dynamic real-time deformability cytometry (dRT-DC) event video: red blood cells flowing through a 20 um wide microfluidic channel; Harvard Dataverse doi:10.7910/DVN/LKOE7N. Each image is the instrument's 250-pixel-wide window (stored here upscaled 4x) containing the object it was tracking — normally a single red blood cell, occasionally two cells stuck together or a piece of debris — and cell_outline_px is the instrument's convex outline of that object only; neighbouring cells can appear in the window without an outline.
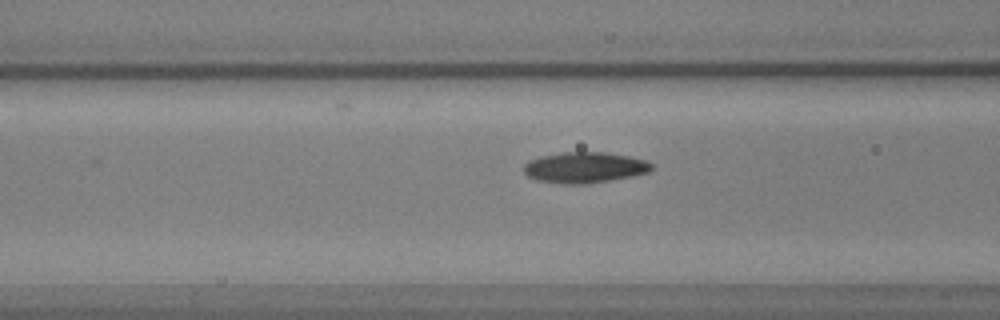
{"species": "common noctule bat (a hibernating species)", "species_latin": "Nyctalus noctula", "temperature_condition": "warm", "stored_images_in_passage": 7, "camera_frame_rate_fps": 3000, "um_per_image_px": 0.085, "animal": {"sex": "male", "body_mass_g": 17.9, "forearm_length_mm": 54.2}, "frame": {"image": 1, "passage_image": 5, "time_ms": 1.333, "image_size_px": [1000, 320], "cell_outline_px": [[652, 168], [648, 172], [632, 176], [588, 184], [560, 184], [536, 180], [528, 176], [524, 172], [524, 164], [528, 160], [540, 156], [564, 152], [604, 152], [628, 156], [644, 160], [652, 164]], "centroid_in_image_um": [49.65, 14.24], "position_along_channel_um": 117.0, "area_um2": 23.0}}